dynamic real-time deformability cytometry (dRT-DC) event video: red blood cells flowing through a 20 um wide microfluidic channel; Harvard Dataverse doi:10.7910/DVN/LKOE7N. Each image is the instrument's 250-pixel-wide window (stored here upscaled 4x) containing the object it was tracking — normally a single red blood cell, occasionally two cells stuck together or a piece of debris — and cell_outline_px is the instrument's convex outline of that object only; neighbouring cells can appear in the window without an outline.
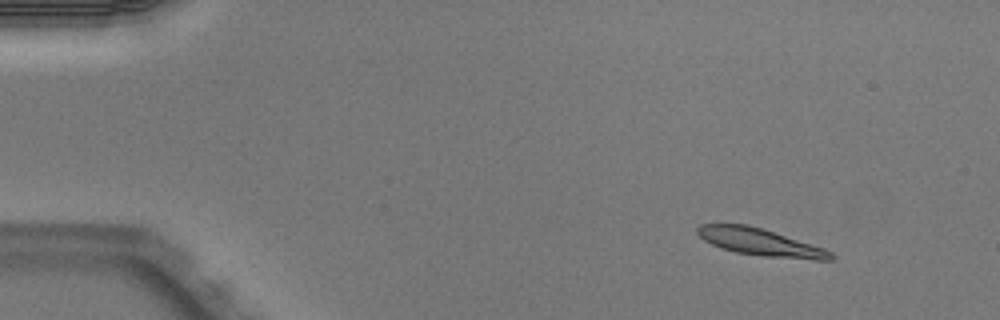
{"species": "Egyptian fruit bat (a non-hibernating species)", "species_latin": "Rousettus aegyptiacus", "temperature_condition": "warm", "stored_images_in_passage": 3, "camera_frame_rate_fps": 3000, "um_per_image_px": 0.085, "animal": {"sex": "male"}, "frame": {"image": 1, "passage_image": 1, "time_ms": 0.0, "image_size_px": [1000, 320], "cell_outline_px": [[836, 256], [832, 260], [816, 260], [764, 256], [736, 252], [720, 248], [704, 240], [696, 232], [696, 228], [700, 224], [748, 224], [824, 248], [832, 252]], "centroid_in_image_um": [64.62, 20.59], "position_along_channel_um": 20.4, "area_um2": 20.98}}